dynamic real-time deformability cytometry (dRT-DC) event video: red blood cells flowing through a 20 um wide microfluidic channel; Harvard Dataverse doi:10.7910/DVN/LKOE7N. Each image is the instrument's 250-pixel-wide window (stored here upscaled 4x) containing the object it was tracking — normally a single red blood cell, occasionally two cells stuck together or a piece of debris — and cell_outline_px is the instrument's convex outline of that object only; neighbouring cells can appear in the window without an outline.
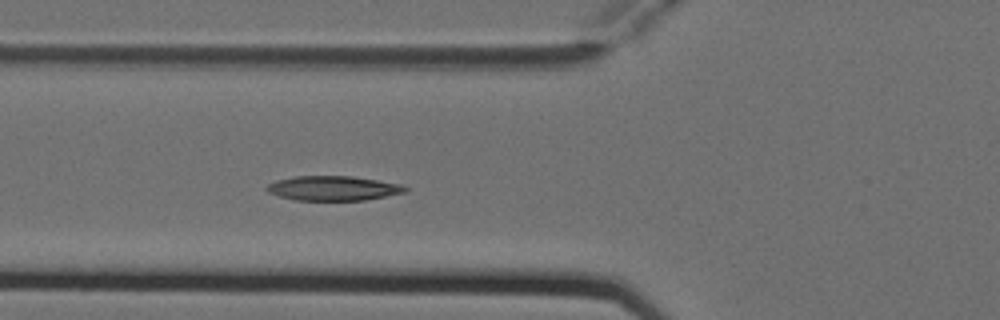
{"species": "Egyptian fruit bat (a non-hibernating species)", "species_latin": "Rousettus aegyptiacus", "temperature_condition": "cold", "stored_images_in_passage": 4, "camera_frame_rate_fps": 3000, "um_per_image_px": 0.085, "animal": {"sex": "female"}, "frame": {"image": 1, "passage_image": 4, "time_ms": 1.0, "image_size_px": [1000, 320], "cell_outline_px": [[408, 192], [364, 200], [296, 200], [280, 196], [268, 192], [264, 188], [268, 184], [276, 180], [296, 176], [352, 176], [404, 184], [408, 188]], "centroid_in_image_um": [28.36, 15.99], "position_along_channel_um": 97.4, "area_um2": 19.94}}